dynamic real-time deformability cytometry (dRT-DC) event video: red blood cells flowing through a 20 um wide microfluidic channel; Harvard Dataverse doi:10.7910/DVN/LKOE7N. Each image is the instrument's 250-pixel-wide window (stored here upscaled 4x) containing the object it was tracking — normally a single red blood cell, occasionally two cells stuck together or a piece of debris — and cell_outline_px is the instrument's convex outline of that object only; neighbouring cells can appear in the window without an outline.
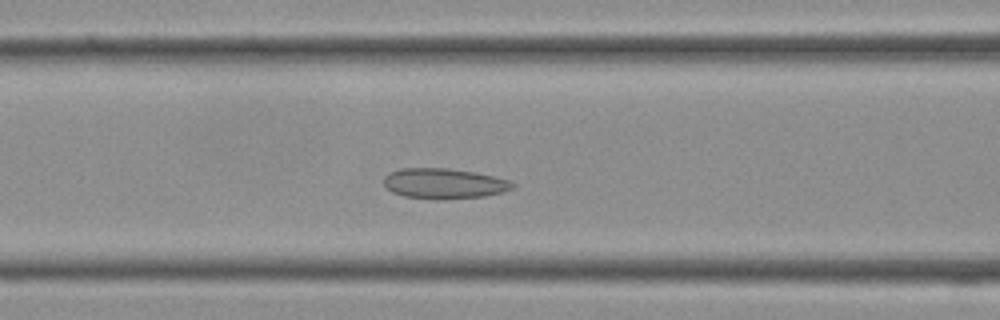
{"species": "Egyptian fruit bat (a non-hibernating species)", "species_latin": "Rousettus aegyptiacus", "temperature_condition": "cold", "stored_images_in_passage": 33, "segment_of_instrument_passage": [1, 2], "camera_frame_rate_fps": 3000, "um_per_image_px": 0.085, "frame": {"image": 1, "passage_image": 9, "time_ms": 2.667, "image_size_px": [1000, 320], "cell_outline_px": [[516, 184], [512, 188], [504, 192], [484, 196], [436, 200], [404, 196], [392, 192], [384, 184], [384, 176], [388, 172], [400, 168], [448, 168], [476, 172], [512, 180]], "centroid_in_image_um": [37.76, 15.59], "position_along_channel_um": 128.8, "area_um2": 23.06}}
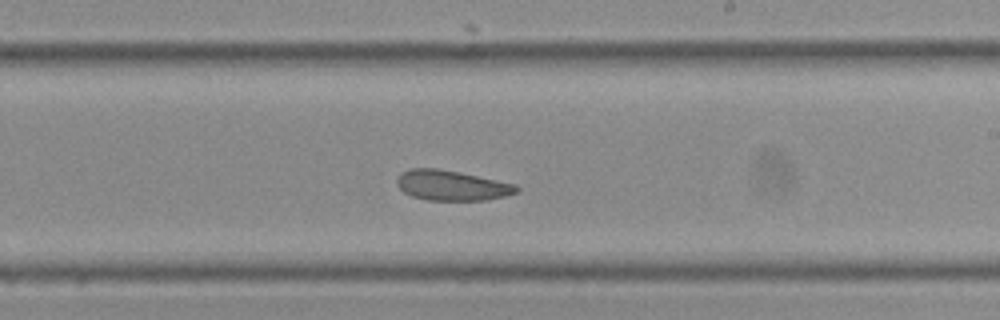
{"frame": {"image": 2, "passage_image": 16, "time_ms": 5.0, "image_size_px": [1000, 320], "cell_outline_px": [[520, 188], [516, 192], [504, 196], [488, 200], [428, 200], [412, 196], [404, 192], [396, 184], [396, 180], [400, 172], [412, 168], [436, 168], [460, 172], [516, 184]], "centroid_in_image_um": [38.38, 15.75], "position_along_channel_um": 250.6, "area_um2": 21.04}}
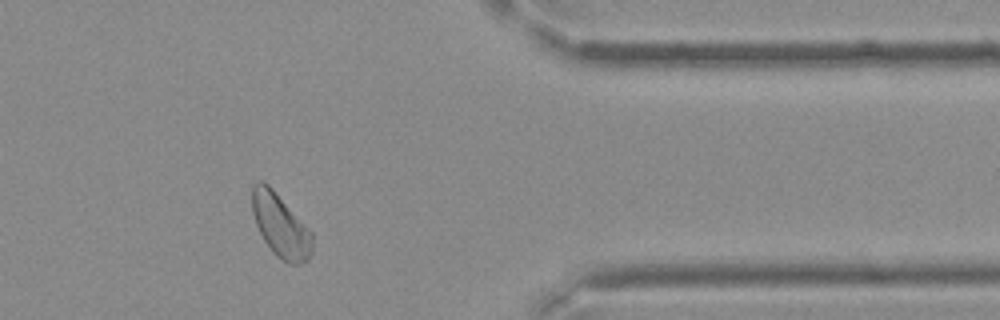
{"frame": {"image": 3, "passage_image": 25, "time_ms": 8.0, "image_size_px": [1000, 320], "cell_outline_px": [[312, 252], [308, 260], [300, 264], [288, 264], [280, 260], [272, 252], [264, 240], [256, 224], [252, 212], [252, 184], [256, 180], [264, 180], [272, 188], [312, 232]], "centroid_in_image_um": [23.83, 19.18], "position_along_channel_um": 387.6, "area_um2": 22.31}}